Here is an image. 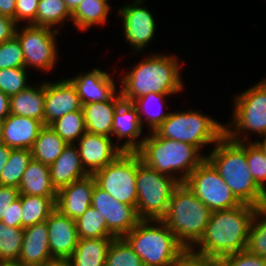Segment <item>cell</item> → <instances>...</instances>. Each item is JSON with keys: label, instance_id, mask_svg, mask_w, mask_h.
<instances>
[{"label": "cell", "instance_id": "6", "mask_svg": "<svg viewBox=\"0 0 266 266\" xmlns=\"http://www.w3.org/2000/svg\"><path fill=\"white\" fill-rule=\"evenodd\" d=\"M158 137L173 139L197 147L205 156L208 151L225 135V123L209 116L202 110H171L169 116L153 131ZM204 152H203V151Z\"/></svg>", "mask_w": 266, "mask_h": 266}, {"label": "cell", "instance_id": "56", "mask_svg": "<svg viewBox=\"0 0 266 266\" xmlns=\"http://www.w3.org/2000/svg\"><path fill=\"white\" fill-rule=\"evenodd\" d=\"M261 80L266 84V76L264 78L261 77Z\"/></svg>", "mask_w": 266, "mask_h": 266}, {"label": "cell", "instance_id": "7", "mask_svg": "<svg viewBox=\"0 0 266 266\" xmlns=\"http://www.w3.org/2000/svg\"><path fill=\"white\" fill-rule=\"evenodd\" d=\"M231 118L225 135L235 142H251L266 136V84L260 79L233 95ZM255 139L252 140V136Z\"/></svg>", "mask_w": 266, "mask_h": 266}, {"label": "cell", "instance_id": "54", "mask_svg": "<svg viewBox=\"0 0 266 266\" xmlns=\"http://www.w3.org/2000/svg\"><path fill=\"white\" fill-rule=\"evenodd\" d=\"M0 266H22L18 262H0Z\"/></svg>", "mask_w": 266, "mask_h": 266}, {"label": "cell", "instance_id": "10", "mask_svg": "<svg viewBox=\"0 0 266 266\" xmlns=\"http://www.w3.org/2000/svg\"><path fill=\"white\" fill-rule=\"evenodd\" d=\"M60 35L59 31L48 27L32 24L18 25L15 36L20 41L22 47L25 68L29 71L30 69L32 71L33 69L35 71L39 70L38 72L43 73V75H47L53 69L55 70V67L60 63L58 61L59 57H61L58 55L61 51L58 48L60 39H57Z\"/></svg>", "mask_w": 266, "mask_h": 266}, {"label": "cell", "instance_id": "32", "mask_svg": "<svg viewBox=\"0 0 266 266\" xmlns=\"http://www.w3.org/2000/svg\"><path fill=\"white\" fill-rule=\"evenodd\" d=\"M56 198L21 194V228L46 221L56 209Z\"/></svg>", "mask_w": 266, "mask_h": 266}, {"label": "cell", "instance_id": "33", "mask_svg": "<svg viewBox=\"0 0 266 266\" xmlns=\"http://www.w3.org/2000/svg\"><path fill=\"white\" fill-rule=\"evenodd\" d=\"M79 239L116 238L109 230L99 211L90 206L75 220Z\"/></svg>", "mask_w": 266, "mask_h": 266}, {"label": "cell", "instance_id": "49", "mask_svg": "<svg viewBox=\"0 0 266 266\" xmlns=\"http://www.w3.org/2000/svg\"><path fill=\"white\" fill-rule=\"evenodd\" d=\"M10 114V97L0 90V120Z\"/></svg>", "mask_w": 266, "mask_h": 266}, {"label": "cell", "instance_id": "22", "mask_svg": "<svg viewBox=\"0 0 266 266\" xmlns=\"http://www.w3.org/2000/svg\"><path fill=\"white\" fill-rule=\"evenodd\" d=\"M43 126L40 120L9 114L3 120L2 143L12 149L30 150Z\"/></svg>", "mask_w": 266, "mask_h": 266}, {"label": "cell", "instance_id": "13", "mask_svg": "<svg viewBox=\"0 0 266 266\" xmlns=\"http://www.w3.org/2000/svg\"><path fill=\"white\" fill-rule=\"evenodd\" d=\"M184 183L212 212L242 205L207 159L188 176Z\"/></svg>", "mask_w": 266, "mask_h": 266}, {"label": "cell", "instance_id": "9", "mask_svg": "<svg viewBox=\"0 0 266 266\" xmlns=\"http://www.w3.org/2000/svg\"><path fill=\"white\" fill-rule=\"evenodd\" d=\"M180 183L147 166L137 153L136 210L141 220H161L167 213L175 188Z\"/></svg>", "mask_w": 266, "mask_h": 266}, {"label": "cell", "instance_id": "24", "mask_svg": "<svg viewBox=\"0 0 266 266\" xmlns=\"http://www.w3.org/2000/svg\"><path fill=\"white\" fill-rule=\"evenodd\" d=\"M122 101L118 91L109 101L82 105L86 132L112 138L113 115Z\"/></svg>", "mask_w": 266, "mask_h": 266}, {"label": "cell", "instance_id": "39", "mask_svg": "<svg viewBox=\"0 0 266 266\" xmlns=\"http://www.w3.org/2000/svg\"><path fill=\"white\" fill-rule=\"evenodd\" d=\"M29 73L25 67L0 69V90L9 97L16 95L32 84Z\"/></svg>", "mask_w": 266, "mask_h": 266}, {"label": "cell", "instance_id": "3", "mask_svg": "<svg viewBox=\"0 0 266 266\" xmlns=\"http://www.w3.org/2000/svg\"><path fill=\"white\" fill-rule=\"evenodd\" d=\"M206 159L242 203L259 207L266 203V192L255 182L246 159V142H235L224 135Z\"/></svg>", "mask_w": 266, "mask_h": 266}, {"label": "cell", "instance_id": "1", "mask_svg": "<svg viewBox=\"0 0 266 266\" xmlns=\"http://www.w3.org/2000/svg\"><path fill=\"white\" fill-rule=\"evenodd\" d=\"M150 53L143 55L141 61L139 59L132 66H127L128 69L125 67L123 73H117L115 78L120 80L118 89L124 101L132 102L152 92L182 94L186 90L185 78H182L185 64L182 58L173 52L153 53L152 50Z\"/></svg>", "mask_w": 266, "mask_h": 266}, {"label": "cell", "instance_id": "21", "mask_svg": "<svg viewBox=\"0 0 266 266\" xmlns=\"http://www.w3.org/2000/svg\"><path fill=\"white\" fill-rule=\"evenodd\" d=\"M23 229L24 238L18 263L22 266H43L53 260L49 248V233L46 221Z\"/></svg>", "mask_w": 266, "mask_h": 266}, {"label": "cell", "instance_id": "36", "mask_svg": "<svg viewBox=\"0 0 266 266\" xmlns=\"http://www.w3.org/2000/svg\"><path fill=\"white\" fill-rule=\"evenodd\" d=\"M24 229L9 227L0 221V262H18Z\"/></svg>", "mask_w": 266, "mask_h": 266}, {"label": "cell", "instance_id": "42", "mask_svg": "<svg viewBox=\"0 0 266 266\" xmlns=\"http://www.w3.org/2000/svg\"><path fill=\"white\" fill-rule=\"evenodd\" d=\"M39 0H16L15 22L17 25H35Z\"/></svg>", "mask_w": 266, "mask_h": 266}, {"label": "cell", "instance_id": "15", "mask_svg": "<svg viewBox=\"0 0 266 266\" xmlns=\"http://www.w3.org/2000/svg\"><path fill=\"white\" fill-rule=\"evenodd\" d=\"M91 206L105 218L108 230L116 237H124L141 220L134 206L115 200L110 194L95 185Z\"/></svg>", "mask_w": 266, "mask_h": 266}, {"label": "cell", "instance_id": "11", "mask_svg": "<svg viewBox=\"0 0 266 266\" xmlns=\"http://www.w3.org/2000/svg\"><path fill=\"white\" fill-rule=\"evenodd\" d=\"M146 2V0H132L115 7L117 8L116 17L121 19L122 29L120 30L123 31L121 37L123 36L124 42H127L128 47L131 48L129 54L139 55V58L141 53L146 54L145 50L152 41L155 42L157 35L156 16L145 5Z\"/></svg>", "mask_w": 266, "mask_h": 266}, {"label": "cell", "instance_id": "17", "mask_svg": "<svg viewBox=\"0 0 266 266\" xmlns=\"http://www.w3.org/2000/svg\"><path fill=\"white\" fill-rule=\"evenodd\" d=\"M81 108L76 88L66 75L56 81H49L46 77L44 125H50L65 114Z\"/></svg>", "mask_w": 266, "mask_h": 266}, {"label": "cell", "instance_id": "23", "mask_svg": "<svg viewBox=\"0 0 266 266\" xmlns=\"http://www.w3.org/2000/svg\"><path fill=\"white\" fill-rule=\"evenodd\" d=\"M49 172L56 191L89 175L82 166L75 144H67L61 155L49 166Z\"/></svg>", "mask_w": 266, "mask_h": 266}, {"label": "cell", "instance_id": "26", "mask_svg": "<svg viewBox=\"0 0 266 266\" xmlns=\"http://www.w3.org/2000/svg\"><path fill=\"white\" fill-rule=\"evenodd\" d=\"M38 82L10 97V114L37 119L44 124L45 79Z\"/></svg>", "mask_w": 266, "mask_h": 266}, {"label": "cell", "instance_id": "29", "mask_svg": "<svg viewBox=\"0 0 266 266\" xmlns=\"http://www.w3.org/2000/svg\"><path fill=\"white\" fill-rule=\"evenodd\" d=\"M114 238L79 239L69 258L72 266H105L107 252Z\"/></svg>", "mask_w": 266, "mask_h": 266}, {"label": "cell", "instance_id": "5", "mask_svg": "<svg viewBox=\"0 0 266 266\" xmlns=\"http://www.w3.org/2000/svg\"><path fill=\"white\" fill-rule=\"evenodd\" d=\"M212 211L186 186L174 190L166 215L161 219L186 249L191 250L202 238Z\"/></svg>", "mask_w": 266, "mask_h": 266}, {"label": "cell", "instance_id": "16", "mask_svg": "<svg viewBox=\"0 0 266 266\" xmlns=\"http://www.w3.org/2000/svg\"><path fill=\"white\" fill-rule=\"evenodd\" d=\"M143 130L136 107L132 102L123 100L113 115L112 139L114 143L123 152H137L146 138L147 130ZM142 132H145V135Z\"/></svg>", "mask_w": 266, "mask_h": 266}, {"label": "cell", "instance_id": "19", "mask_svg": "<svg viewBox=\"0 0 266 266\" xmlns=\"http://www.w3.org/2000/svg\"><path fill=\"white\" fill-rule=\"evenodd\" d=\"M53 259H69L79 242L75 220L55 209L46 220Z\"/></svg>", "mask_w": 266, "mask_h": 266}, {"label": "cell", "instance_id": "28", "mask_svg": "<svg viewBox=\"0 0 266 266\" xmlns=\"http://www.w3.org/2000/svg\"><path fill=\"white\" fill-rule=\"evenodd\" d=\"M20 194L57 197L50 178L49 165L31 160L19 184Z\"/></svg>", "mask_w": 266, "mask_h": 266}, {"label": "cell", "instance_id": "34", "mask_svg": "<svg viewBox=\"0 0 266 266\" xmlns=\"http://www.w3.org/2000/svg\"><path fill=\"white\" fill-rule=\"evenodd\" d=\"M32 159L31 150L12 149L0 175V185L19 188L22 176Z\"/></svg>", "mask_w": 266, "mask_h": 266}, {"label": "cell", "instance_id": "51", "mask_svg": "<svg viewBox=\"0 0 266 266\" xmlns=\"http://www.w3.org/2000/svg\"><path fill=\"white\" fill-rule=\"evenodd\" d=\"M43 266H72L69 259H53Z\"/></svg>", "mask_w": 266, "mask_h": 266}, {"label": "cell", "instance_id": "44", "mask_svg": "<svg viewBox=\"0 0 266 266\" xmlns=\"http://www.w3.org/2000/svg\"><path fill=\"white\" fill-rule=\"evenodd\" d=\"M174 266H220V260L199 255L192 250H185Z\"/></svg>", "mask_w": 266, "mask_h": 266}, {"label": "cell", "instance_id": "47", "mask_svg": "<svg viewBox=\"0 0 266 266\" xmlns=\"http://www.w3.org/2000/svg\"><path fill=\"white\" fill-rule=\"evenodd\" d=\"M17 26L13 19L0 15V44L15 36Z\"/></svg>", "mask_w": 266, "mask_h": 266}, {"label": "cell", "instance_id": "25", "mask_svg": "<svg viewBox=\"0 0 266 266\" xmlns=\"http://www.w3.org/2000/svg\"><path fill=\"white\" fill-rule=\"evenodd\" d=\"M172 95L178 97L180 94H156L152 92L132 101L144 129L146 128L149 132L155 131L169 116L170 112L167 109L173 110L174 107L168 108L167 103L169 101L167 99L173 97Z\"/></svg>", "mask_w": 266, "mask_h": 266}, {"label": "cell", "instance_id": "50", "mask_svg": "<svg viewBox=\"0 0 266 266\" xmlns=\"http://www.w3.org/2000/svg\"><path fill=\"white\" fill-rule=\"evenodd\" d=\"M11 151L12 148L4 143H0V175L10 157Z\"/></svg>", "mask_w": 266, "mask_h": 266}, {"label": "cell", "instance_id": "43", "mask_svg": "<svg viewBox=\"0 0 266 266\" xmlns=\"http://www.w3.org/2000/svg\"><path fill=\"white\" fill-rule=\"evenodd\" d=\"M220 266H266V259L244 250L223 257Z\"/></svg>", "mask_w": 266, "mask_h": 266}, {"label": "cell", "instance_id": "18", "mask_svg": "<svg viewBox=\"0 0 266 266\" xmlns=\"http://www.w3.org/2000/svg\"><path fill=\"white\" fill-rule=\"evenodd\" d=\"M81 163L89 175L113 162L123 151L111 137L86 132L75 143Z\"/></svg>", "mask_w": 266, "mask_h": 266}, {"label": "cell", "instance_id": "55", "mask_svg": "<svg viewBox=\"0 0 266 266\" xmlns=\"http://www.w3.org/2000/svg\"><path fill=\"white\" fill-rule=\"evenodd\" d=\"M3 120H0V143H2Z\"/></svg>", "mask_w": 266, "mask_h": 266}, {"label": "cell", "instance_id": "2", "mask_svg": "<svg viewBox=\"0 0 266 266\" xmlns=\"http://www.w3.org/2000/svg\"><path fill=\"white\" fill-rule=\"evenodd\" d=\"M256 210L255 206L242 204L231 209L213 211L202 238L191 250L217 260L246 250Z\"/></svg>", "mask_w": 266, "mask_h": 266}, {"label": "cell", "instance_id": "12", "mask_svg": "<svg viewBox=\"0 0 266 266\" xmlns=\"http://www.w3.org/2000/svg\"><path fill=\"white\" fill-rule=\"evenodd\" d=\"M137 152H123L113 162L96 171V185L115 200L134 206L137 204L136 189Z\"/></svg>", "mask_w": 266, "mask_h": 266}, {"label": "cell", "instance_id": "40", "mask_svg": "<svg viewBox=\"0 0 266 266\" xmlns=\"http://www.w3.org/2000/svg\"><path fill=\"white\" fill-rule=\"evenodd\" d=\"M246 159L255 182L266 192V155L255 142H246Z\"/></svg>", "mask_w": 266, "mask_h": 266}, {"label": "cell", "instance_id": "35", "mask_svg": "<svg viewBox=\"0 0 266 266\" xmlns=\"http://www.w3.org/2000/svg\"><path fill=\"white\" fill-rule=\"evenodd\" d=\"M67 144H75L85 133L82 108L65 114L49 125Z\"/></svg>", "mask_w": 266, "mask_h": 266}, {"label": "cell", "instance_id": "8", "mask_svg": "<svg viewBox=\"0 0 266 266\" xmlns=\"http://www.w3.org/2000/svg\"><path fill=\"white\" fill-rule=\"evenodd\" d=\"M123 238L144 266H174L186 250L162 220H140Z\"/></svg>", "mask_w": 266, "mask_h": 266}, {"label": "cell", "instance_id": "52", "mask_svg": "<svg viewBox=\"0 0 266 266\" xmlns=\"http://www.w3.org/2000/svg\"><path fill=\"white\" fill-rule=\"evenodd\" d=\"M63 1L66 3L71 13H73L82 2V0H63Z\"/></svg>", "mask_w": 266, "mask_h": 266}, {"label": "cell", "instance_id": "37", "mask_svg": "<svg viewBox=\"0 0 266 266\" xmlns=\"http://www.w3.org/2000/svg\"><path fill=\"white\" fill-rule=\"evenodd\" d=\"M246 250L266 259V203L257 207L251 222Z\"/></svg>", "mask_w": 266, "mask_h": 266}, {"label": "cell", "instance_id": "53", "mask_svg": "<svg viewBox=\"0 0 266 266\" xmlns=\"http://www.w3.org/2000/svg\"><path fill=\"white\" fill-rule=\"evenodd\" d=\"M255 142L260 146V148L266 155V136L256 139Z\"/></svg>", "mask_w": 266, "mask_h": 266}, {"label": "cell", "instance_id": "20", "mask_svg": "<svg viewBox=\"0 0 266 266\" xmlns=\"http://www.w3.org/2000/svg\"><path fill=\"white\" fill-rule=\"evenodd\" d=\"M96 180L88 175L57 191L56 209L64 216L76 220L91 206Z\"/></svg>", "mask_w": 266, "mask_h": 266}, {"label": "cell", "instance_id": "46", "mask_svg": "<svg viewBox=\"0 0 266 266\" xmlns=\"http://www.w3.org/2000/svg\"><path fill=\"white\" fill-rule=\"evenodd\" d=\"M21 207V194H19V197L11 205H9L7 211V226L21 228Z\"/></svg>", "mask_w": 266, "mask_h": 266}, {"label": "cell", "instance_id": "4", "mask_svg": "<svg viewBox=\"0 0 266 266\" xmlns=\"http://www.w3.org/2000/svg\"><path fill=\"white\" fill-rule=\"evenodd\" d=\"M141 160L161 174L184 183L188 176L206 159L194 145L156 136L147 132L137 151Z\"/></svg>", "mask_w": 266, "mask_h": 266}, {"label": "cell", "instance_id": "45", "mask_svg": "<svg viewBox=\"0 0 266 266\" xmlns=\"http://www.w3.org/2000/svg\"><path fill=\"white\" fill-rule=\"evenodd\" d=\"M19 189L12 186L0 185V221L7 225V211L11 205L19 197Z\"/></svg>", "mask_w": 266, "mask_h": 266}, {"label": "cell", "instance_id": "38", "mask_svg": "<svg viewBox=\"0 0 266 266\" xmlns=\"http://www.w3.org/2000/svg\"><path fill=\"white\" fill-rule=\"evenodd\" d=\"M105 266H144L143 261L123 238H114L109 246Z\"/></svg>", "mask_w": 266, "mask_h": 266}, {"label": "cell", "instance_id": "41", "mask_svg": "<svg viewBox=\"0 0 266 266\" xmlns=\"http://www.w3.org/2000/svg\"><path fill=\"white\" fill-rule=\"evenodd\" d=\"M25 67L20 41L16 36L0 44V69Z\"/></svg>", "mask_w": 266, "mask_h": 266}, {"label": "cell", "instance_id": "31", "mask_svg": "<svg viewBox=\"0 0 266 266\" xmlns=\"http://www.w3.org/2000/svg\"><path fill=\"white\" fill-rule=\"evenodd\" d=\"M72 23V13L63 0H39L36 26L61 31L62 27Z\"/></svg>", "mask_w": 266, "mask_h": 266}, {"label": "cell", "instance_id": "48", "mask_svg": "<svg viewBox=\"0 0 266 266\" xmlns=\"http://www.w3.org/2000/svg\"><path fill=\"white\" fill-rule=\"evenodd\" d=\"M16 0H0V15L15 21Z\"/></svg>", "mask_w": 266, "mask_h": 266}, {"label": "cell", "instance_id": "27", "mask_svg": "<svg viewBox=\"0 0 266 266\" xmlns=\"http://www.w3.org/2000/svg\"><path fill=\"white\" fill-rule=\"evenodd\" d=\"M110 0H82L72 13V24L77 31L86 32L97 26L102 27L109 21L112 3Z\"/></svg>", "mask_w": 266, "mask_h": 266}, {"label": "cell", "instance_id": "30", "mask_svg": "<svg viewBox=\"0 0 266 266\" xmlns=\"http://www.w3.org/2000/svg\"><path fill=\"white\" fill-rule=\"evenodd\" d=\"M66 146L67 143L49 125H44L30 150L33 160L50 166Z\"/></svg>", "mask_w": 266, "mask_h": 266}, {"label": "cell", "instance_id": "14", "mask_svg": "<svg viewBox=\"0 0 266 266\" xmlns=\"http://www.w3.org/2000/svg\"><path fill=\"white\" fill-rule=\"evenodd\" d=\"M101 68L99 66L88 71L86 69L85 72H76L74 76H66L75 86L81 105L109 101L119 91V78H114L119 73L117 65L110 73Z\"/></svg>", "mask_w": 266, "mask_h": 266}]
</instances>
